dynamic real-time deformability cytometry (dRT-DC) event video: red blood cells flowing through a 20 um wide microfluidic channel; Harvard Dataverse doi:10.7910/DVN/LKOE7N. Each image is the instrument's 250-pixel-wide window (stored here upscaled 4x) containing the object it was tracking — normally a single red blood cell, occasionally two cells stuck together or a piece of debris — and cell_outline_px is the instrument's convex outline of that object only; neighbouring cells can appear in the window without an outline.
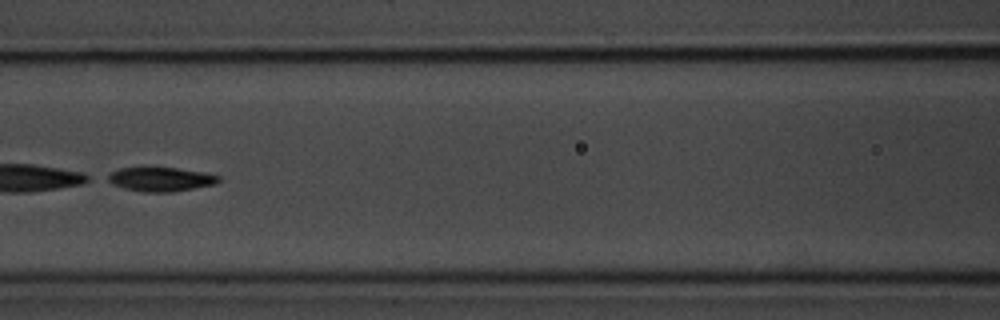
{"species": "common noctule bat (a hibernating species)", "species_latin": "Nyctalus noctula", "temperature_condition": "room temperature", "stored_images_in_passage": 55, "segment_of_instrument_passage": [2, 2], "camera_frame_rate_fps": 3000, "um_per_image_px": 0.085, "animal": {"sex": "male", "body_mass_g": 20.1, "forearm_length_mm": 53.5}, "frame": {"image": 1, "passage_image": 23, "time_ms": 7.333, "image_size_px": [1000, 320], "cell_outline_px": [[220, 180], [216, 184], [172, 192], [144, 192], [124, 188], [112, 184], [104, 180], [104, 176], [120, 168], [176, 168], [204, 172], [220, 176]], "centroid_in_image_um": [13.62, 15.24], "position_along_channel_um": 153.0, "area_um2": 15.61}}